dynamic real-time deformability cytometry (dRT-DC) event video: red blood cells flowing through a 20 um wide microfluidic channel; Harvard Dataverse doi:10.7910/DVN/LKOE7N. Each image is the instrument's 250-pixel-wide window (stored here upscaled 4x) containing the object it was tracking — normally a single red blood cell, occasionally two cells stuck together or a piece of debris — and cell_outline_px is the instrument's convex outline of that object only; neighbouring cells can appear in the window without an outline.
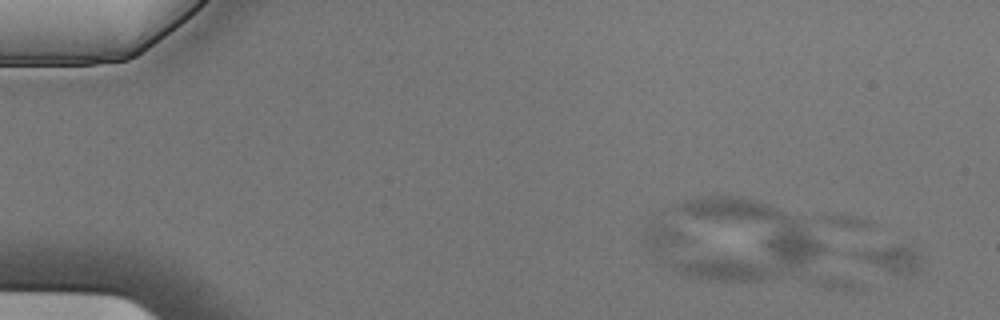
{"species": "Egyptian fruit bat (a non-hibernating species)", "species_latin": "Rousettus aegyptiacus", "temperature_condition": "cold", "stored_images_in_passage": 6, "camera_frame_rate_fps": 3000, "um_per_image_px": 0.085, "animal": {"sex": "male"}, "frame": {"image": 1, "passage_image": 1, "time_ms": 0.0, "image_size_px": [1000, 320], "cell_outline_px": [[920, 272], [916, 276], [892, 272], [852, 256], [844, 252], [868, 248], [896, 244], [912, 244], [920, 256]], "centroid_in_image_um": [75.79, 21.94], "position_along_channel_um": 9.2, "area_um2": 10.64}}